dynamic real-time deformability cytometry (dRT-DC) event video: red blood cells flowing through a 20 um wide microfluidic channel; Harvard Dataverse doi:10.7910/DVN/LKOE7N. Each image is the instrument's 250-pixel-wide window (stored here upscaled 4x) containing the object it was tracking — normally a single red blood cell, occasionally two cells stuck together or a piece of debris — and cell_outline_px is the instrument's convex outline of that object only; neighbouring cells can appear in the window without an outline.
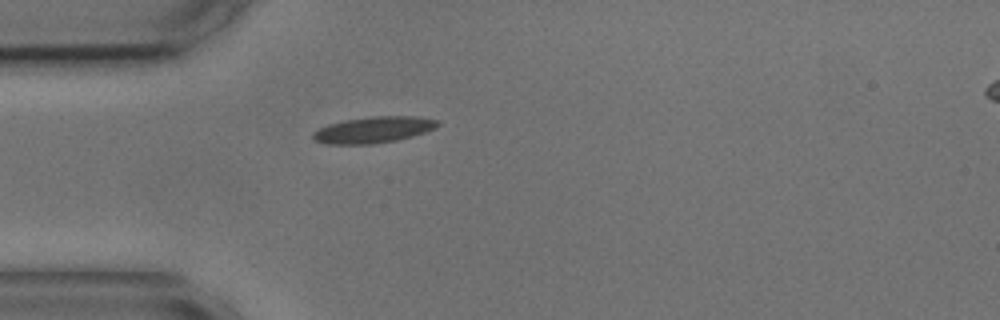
{"species": "common noctule bat (a hibernating species)", "species_latin": "Nyctalus noctula", "temperature_condition": "cold", "stored_images_in_passage": 1, "camera_frame_rate_fps": 3000, "um_per_image_px": 0.085, "animal": {"sex": "male", "body_mass_g": 17.9, "forearm_length_mm": 54.2}, "frame": {"image": 1, "passage_image": 1, "time_ms": 0.0, "image_size_px": [1000, 320], "cell_outline_px": [[440, 124], [436, 128], [412, 136], [396, 140], [372, 144], [324, 144], [312, 140], [312, 132], [328, 124], [344, 120], [372, 116], [416, 116], [436, 120]], "centroid_in_image_um": [31.7, 11.03], "position_along_channel_um": 53.3, "area_um2": 19.13}}